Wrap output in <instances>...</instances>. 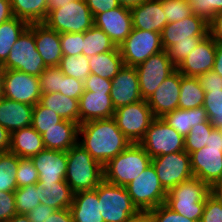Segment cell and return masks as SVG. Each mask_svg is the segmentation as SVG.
Masks as SVG:
<instances>
[{"label":"cell","mask_w":222,"mask_h":222,"mask_svg":"<svg viewBox=\"0 0 222 222\" xmlns=\"http://www.w3.org/2000/svg\"><path fill=\"white\" fill-rule=\"evenodd\" d=\"M200 222H222V203L211 193L206 197Z\"/></svg>","instance_id":"f907efd6"},{"label":"cell","mask_w":222,"mask_h":222,"mask_svg":"<svg viewBox=\"0 0 222 222\" xmlns=\"http://www.w3.org/2000/svg\"><path fill=\"white\" fill-rule=\"evenodd\" d=\"M64 76L58 67H47L39 76L41 95L60 92V84Z\"/></svg>","instance_id":"f6af8a7d"},{"label":"cell","mask_w":222,"mask_h":222,"mask_svg":"<svg viewBox=\"0 0 222 222\" xmlns=\"http://www.w3.org/2000/svg\"><path fill=\"white\" fill-rule=\"evenodd\" d=\"M192 14L200 16L208 23L215 14L222 11V0H187Z\"/></svg>","instance_id":"ee69618b"},{"label":"cell","mask_w":222,"mask_h":222,"mask_svg":"<svg viewBox=\"0 0 222 222\" xmlns=\"http://www.w3.org/2000/svg\"><path fill=\"white\" fill-rule=\"evenodd\" d=\"M89 59L91 73L112 80L123 67L119 47L114 51L92 55Z\"/></svg>","instance_id":"1f68e13d"},{"label":"cell","mask_w":222,"mask_h":222,"mask_svg":"<svg viewBox=\"0 0 222 222\" xmlns=\"http://www.w3.org/2000/svg\"><path fill=\"white\" fill-rule=\"evenodd\" d=\"M159 181L168 192L172 187L193 178L190 155L186 151L156 156L151 159Z\"/></svg>","instance_id":"9a60e30c"},{"label":"cell","mask_w":222,"mask_h":222,"mask_svg":"<svg viewBox=\"0 0 222 222\" xmlns=\"http://www.w3.org/2000/svg\"><path fill=\"white\" fill-rule=\"evenodd\" d=\"M127 222H151L148 213H139L136 217L131 218Z\"/></svg>","instance_id":"a7ac6f4b"},{"label":"cell","mask_w":222,"mask_h":222,"mask_svg":"<svg viewBox=\"0 0 222 222\" xmlns=\"http://www.w3.org/2000/svg\"><path fill=\"white\" fill-rule=\"evenodd\" d=\"M111 82L110 97L115 110L143 100L135 67L123 65Z\"/></svg>","instance_id":"ac0fdd59"},{"label":"cell","mask_w":222,"mask_h":222,"mask_svg":"<svg viewBox=\"0 0 222 222\" xmlns=\"http://www.w3.org/2000/svg\"><path fill=\"white\" fill-rule=\"evenodd\" d=\"M212 70L222 76V42L216 43V55Z\"/></svg>","instance_id":"be15d7a7"},{"label":"cell","mask_w":222,"mask_h":222,"mask_svg":"<svg viewBox=\"0 0 222 222\" xmlns=\"http://www.w3.org/2000/svg\"><path fill=\"white\" fill-rule=\"evenodd\" d=\"M40 103L57 113L62 119L79 124L78 99L64 96L60 92H54L41 95Z\"/></svg>","instance_id":"4dcf8cb0"},{"label":"cell","mask_w":222,"mask_h":222,"mask_svg":"<svg viewBox=\"0 0 222 222\" xmlns=\"http://www.w3.org/2000/svg\"><path fill=\"white\" fill-rule=\"evenodd\" d=\"M95 190L104 222H127L140 213L133 205L125 186L103 180Z\"/></svg>","instance_id":"5b68a950"},{"label":"cell","mask_w":222,"mask_h":222,"mask_svg":"<svg viewBox=\"0 0 222 222\" xmlns=\"http://www.w3.org/2000/svg\"><path fill=\"white\" fill-rule=\"evenodd\" d=\"M118 48L110 37L100 28L93 25L84 32L83 54L89 58L92 55L114 51Z\"/></svg>","instance_id":"d590c367"},{"label":"cell","mask_w":222,"mask_h":222,"mask_svg":"<svg viewBox=\"0 0 222 222\" xmlns=\"http://www.w3.org/2000/svg\"><path fill=\"white\" fill-rule=\"evenodd\" d=\"M203 107L214 128L222 125V90L205 93Z\"/></svg>","instance_id":"b9f144b4"},{"label":"cell","mask_w":222,"mask_h":222,"mask_svg":"<svg viewBox=\"0 0 222 222\" xmlns=\"http://www.w3.org/2000/svg\"><path fill=\"white\" fill-rule=\"evenodd\" d=\"M151 159L139 143H132L103 166L104 180L126 187L151 164Z\"/></svg>","instance_id":"277c9868"},{"label":"cell","mask_w":222,"mask_h":222,"mask_svg":"<svg viewBox=\"0 0 222 222\" xmlns=\"http://www.w3.org/2000/svg\"><path fill=\"white\" fill-rule=\"evenodd\" d=\"M210 193L222 203V179L216 181L210 187Z\"/></svg>","instance_id":"e7e4bbea"},{"label":"cell","mask_w":222,"mask_h":222,"mask_svg":"<svg viewBox=\"0 0 222 222\" xmlns=\"http://www.w3.org/2000/svg\"><path fill=\"white\" fill-rule=\"evenodd\" d=\"M39 200L55 210L68 209L73 203L74 192L66 182L38 183Z\"/></svg>","instance_id":"f546056e"},{"label":"cell","mask_w":222,"mask_h":222,"mask_svg":"<svg viewBox=\"0 0 222 222\" xmlns=\"http://www.w3.org/2000/svg\"><path fill=\"white\" fill-rule=\"evenodd\" d=\"M38 181L39 173L35 168L31 158L19 157V165L16 174L17 188L31 184H37Z\"/></svg>","instance_id":"bcb514c9"},{"label":"cell","mask_w":222,"mask_h":222,"mask_svg":"<svg viewBox=\"0 0 222 222\" xmlns=\"http://www.w3.org/2000/svg\"><path fill=\"white\" fill-rule=\"evenodd\" d=\"M79 125L63 119L56 127L46 129V132L42 134L45 149L68 151L78 143Z\"/></svg>","instance_id":"484cf974"},{"label":"cell","mask_w":222,"mask_h":222,"mask_svg":"<svg viewBox=\"0 0 222 222\" xmlns=\"http://www.w3.org/2000/svg\"><path fill=\"white\" fill-rule=\"evenodd\" d=\"M216 42L208 34L176 69L184 76L199 77L213 69Z\"/></svg>","instance_id":"d6986e66"},{"label":"cell","mask_w":222,"mask_h":222,"mask_svg":"<svg viewBox=\"0 0 222 222\" xmlns=\"http://www.w3.org/2000/svg\"><path fill=\"white\" fill-rule=\"evenodd\" d=\"M11 145V133L0 125V152H8Z\"/></svg>","instance_id":"6125c7cd"},{"label":"cell","mask_w":222,"mask_h":222,"mask_svg":"<svg viewBox=\"0 0 222 222\" xmlns=\"http://www.w3.org/2000/svg\"><path fill=\"white\" fill-rule=\"evenodd\" d=\"M130 11L135 29L161 33L168 24L161 0H146Z\"/></svg>","instance_id":"603a6c76"},{"label":"cell","mask_w":222,"mask_h":222,"mask_svg":"<svg viewBox=\"0 0 222 222\" xmlns=\"http://www.w3.org/2000/svg\"><path fill=\"white\" fill-rule=\"evenodd\" d=\"M15 203L17 214L27 215L33 208L40 205L39 196V184H31L21 188H17L15 191Z\"/></svg>","instance_id":"f35d334b"},{"label":"cell","mask_w":222,"mask_h":222,"mask_svg":"<svg viewBox=\"0 0 222 222\" xmlns=\"http://www.w3.org/2000/svg\"><path fill=\"white\" fill-rule=\"evenodd\" d=\"M16 212L15 193L0 191V222H6Z\"/></svg>","instance_id":"f5cc1de1"},{"label":"cell","mask_w":222,"mask_h":222,"mask_svg":"<svg viewBox=\"0 0 222 222\" xmlns=\"http://www.w3.org/2000/svg\"><path fill=\"white\" fill-rule=\"evenodd\" d=\"M193 176L210 187L222 179V136L214 128L205 147L190 154Z\"/></svg>","instance_id":"52a82bcc"},{"label":"cell","mask_w":222,"mask_h":222,"mask_svg":"<svg viewBox=\"0 0 222 222\" xmlns=\"http://www.w3.org/2000/svg\"><path fill=\"white\" fill-rule=\"evenodd\" d=\"M162 119L184 138L189 134L192 127L208 121L207 113L203 106L187 110L178 108L165 114Z\"/></svg>","instance_id":"f1b7e54d"},{"label":"cell","mask_w":222,"mask_h":222,"mask_svg":"<svg viewBox=\"0 0 222 222\" xmlns=\"http://www.w3.org/2000/svg\"><path fill=\"white\" fill-rule=\"evenodd\" d=\"M111 89L112 82L110 79H104L93 73L84 80L85 91L110 93Z\"/></svg>","instance_id":"db71d44e"},{"label":"cell","mask_w":222,"mask_h":222,"mask_svg":"<svg viewBox=\"0 0 222 222\" xmlns=\"http://www.w3.org/2000/svg\"><path fill=\"white\" fill-rule=\"evenodd\" d=\"M203 38L204 37H195L192 41L177 42L170 46L166 51L174 66L177 67L182 61H184Z\"/></svg>","instance_id":"7dc6e473"},{"label":"cell","mask_w":222,"mask_h":222,"mask_svg":"<svg viewBox=\"0 0 222 222\" xmlns=\"http://www.w3.org/2000/svg\"><path fill=\"white\" fill-rule=\"evenodd\" d=\"M42 135L32 126L11 133L10 152L21 158H31L44 150Z\"/></svg>","instance_id":"83f0119b"},{"label":"cell","mask_w":222,"mask_h":222,"mask_svg":"<svg viewBox=\"0 0 222 222\" xmlns=\"http://www.w3.org/2000/svg\"><path fill=\"white\" fill-rule=\"evenodd\" d=\"M123 63L135 67L150 56L163 51L161 33L133 28L130 35L119 46Z\"/></svg>","instance_id":"4fadbf2b"},{"label":"cell","mask_w":222,"mask_h":222,"mask_svg":"<svg viewBox=\"0 0 222 222\" xmlns=\"http://www.w3.org/2000/svg\"><path fill=\"white\" fill-rule=\"evenodd\" d=\"M33 108L0 95V125L10 133L31 126Z\"/></svg>","instance_id":"d4e9b609"},{"label":"cell","mask_w":222,"mask_h":222,"mask_svg":"<svg viewBox=\"0 0 222 222\" xmlns=\"http://www.w3.org/2000/svg\"><path fill=\"white\" fill-rule=\"evenodd\" d=\"M13 17L10 0H0V24Z\"/></svg>","instance_id":"94428289"},{"label":"cell","mask_w":222,"mask_h":222,"mask_svg":"<svg viewBox=\"0 0 222 222\" xmlns=\"http://www.w3.org/2000/svg\"><path fill=\"white\" fill-rule=\"evenodd\" d=\"M45 222H74L70 208L55 210Z\"/></svg>","instance_id":"91938a15"},{"label":"cell","mask_w":222,"mask_h":222,"mask_svg":"<svg viewBox=\"0 0 222 222\" xmlns=\"http://www.w3.org/2000/svg\"><path fill=\"white\" fill-rule=\"evenodd\" d=\"M180 85L181 73L176 69L147 99L155 118H162L165 114L178 109Z\"/></svg>","instance_id":"ffe728a7"},{"label":"cell","mask_w":222,"mask_h":222,"mask_svg":"<svg viewBox=\"0 0 222 222\" xmlns=\"http://www.w3.org/2000/svg\"><path fill=\"white\" fill-rule=\"evenodd\" d=\"M63 56L83 54L84 33H60Z\"/></svg>","instance_id":"c3c4849f"},{"label":"cell","mask_w":222,"mask_h":222,"mask_svg":"<svg viewBox=\"0 0 222 222\" xmlns=\"http://www.w3.org/2000/svg\"><path fill=\"white\" fill-rule=\"evenodd\" d=\"M139 144L151 158L185 151V138L162 118L152 121Z\"/></svg>","instance_id":"8fae6325"},{"label":"cell","mask_w":222,"mask_h":222,"mask_svg":"<svg viewBox=\"0 0 222 222\" xmlns=\"http://www.w3.org/2000/svg\"><path fill=\"white\" fill-rule=\"evenodd\" d=\"M94 25L103 30L119 47L133 30L131 11L119 6L99 13L94 17Z\"/></svg>","instance_id":"e0dca14e"},{"label":"cell","mask_w":222,"mask_h":222,"mask_svg":"<svg viewBox=\"0 0 222 222\" xmlns=\"http://www.w3.org/2000/svg\"><path fill=\"white\" fill-rule=\"evenodd\" d=\"M6 222H31L27 215L25 214H15Z\"/></svg>","instance_id":"89a4df30"},{"label":"cell","mask_w":222,"mask_h":222,"mask_svg":"<svg viewBox=\"0 0 222 222\" xmlns=\"http://www.w3.org/2000/svg\"><path fill=\"white\" fill-rule=\"evenodd\" d=\"M19 157L14 153L0 152V191L14 192L17 189L16 174Z\"/></svg>","instance_id":"8d00e7d4"},{"label":"cell","mask_w":222,"mask_h":222,"mask_svg":"<svg viewBox=\"0 0 222 222\" xmlns=\"http://www.w3.org/2000/svg\"><path fill=\"white\" fill-rule=\"evenodd\" d=\"M84 92V81L64 76L60 84V93L64 96L78 99Z\"/></svg>","instance_id":"816d5d0a"},{"label":"cell","mask_w":222,"mask_h":222,"mask_svg":"<svg viewBox=\"0 0 222 222\" xmlns=\"http://www.w3.org/2000/svg\"><path fill=\"white\" fill-rule=\"evenodd\" d=\"M147 213L151 222H198L183 217L179 213L172 211L165 204H161Z\"/></svg>","instance_id":"681fc988"},{"label":"cell","mask_w":222,"mask_h":222,"mask_svg":"<svg viewBox=\"0 0 222 222\" xmlns=\"http://www.w3.org/2000/svg\"><path fill=\"white\" fill-rule=\"evenodd\" d=\"M0 95L4 98L35 106L40 102L39 77L17 70L0 69Z\"/></svg>","instance_id":"30bf717a"},{"label":"cell","mask_w":222,"mask_h":222,"mask_svg":"<svg viewBox=\"0 0 222 222\" xmlns=\"http://www.w3.org/2000/svg\"><path fill=\"white\" fill-rule=\"evenodd\" d=\"M205 91L202 89L198 77L181 74L180 97L178 108L194 109L204 105Z\"/></svg>","instance_id":"e575fe53"},{"label":"cell","mask_w":222,"mask_h":222,"mask_svg":"<svg viewBox=\"0 0 222 222\" xmlns=\"http://www.w3.org/2000/svg\"><path fill=\"white\" fill-rule=\"evenodd\" d=\"M209 35L216 43L222 42V11L209 22Z\"/></svg>","instance_id":"680465c9"},{"label":"cell","mask_w":222,"mask_h":222,"mask_svg":"<svg viewBox=\"0 0 222 222\" xmlns=\"http://www.w3.org/2000/svg\"><path fill=\"white\" fill-rule=\"evenodd\" d=\"M36 48L47 67H58L63 57L60 33L45 23H34Z\"/></svg>","instance_id":"cb8c5ba5"},{"label":"cell","mask_w":222,"mask_h":222,"mask_svg":"<svg viewBox=\"0 0 222 222\" xmlns=\"http://www.w3.org/2000/svg\"><path fill=\"white\" fill-rule=\"evenodd\" d=\"M46 68L36 48L34 23H30L12 46L8 58L0 69L17 70L39 77Z\"/></svg>","instance_id":"8992f818"},{"label":"cell","mask_w":222,"mask_h":222,"mask_svg":"<svg viewBox=\"0 0 222 222\" xmlns=\"http://www.w3.org/2000/svg\"><path fill=\"white\" fill-rule=\"evenodd\" d=\"M213 129L214 126L210 120L192 127L185 137V151L190 155L192 152L205 147Z\"/></svg>","instance_id":"ab89813d"},{"label":"cell","mask_w":222,"mask_h":222,"mask_svg":"<svg viewBox=\"0 0 222 222\" xmlns=\"http://www.w3.org/2000/svg\"><path fill=\"white\" fill-rule=\"evenodd\" d=\"M93 17L99 13H103L119 7L117 0H85Z\"/></svg>","instance_id":"9f6ffc18"},{"label":"cell","mask_w":222,"mask_h":222,"mask_svg":"<svg viewBox=\"0 0 222 222\" xmlns=\"http://www.w3.org/2000/svg\"><path fill=\"white\" fill-rule=\"evenodd\" d=\"M167 23L183 20L192 15L187 0H161Z\"/></svg>","instance_id":"7bdbcfd3"},{"label":"cell","mask_w":222,"mask_h":222,"mask_svg":"<svg viewBox=\"0 0 222 222\" xmlns=\"http://www.w3.org/2000/svg\"><path fill=\"white\" fill-rule=\"evenodd\" d=\"M78 134H82L78 144L102 166L132 144L113 117L84 122L79 125Z\"/></svg>","instance_id":"6da1fadb"},{"label":"cell","mask_w":222,"mask_h":222,"mask_svg":"<svg viewBox=\"0 0 222 222\" xmlns=\"http://www.w3.org/2000/svg\"><path fill=\"white\" fill-rule=\"evenodd\" d=\"M31 160L39 173L38 183L66 182L67 152L44 149Z\"/></svg>","instance_id":"44dd1931"},{"label":"cell","mask_w":222,"mask_h":222,"mask_svg":"<svg viewBox=\"0 0 222 222\" xmlns=\"http://www.w3.org/2000/svg\"><path fill=\"white\" fill-rule=\"evenodd\" d=\"M58 68L65 76L84 81L90 74L89 59L84 55L63 56Z\"/></svg>","instance_id":"74e56055"},{"label":"cell","mask_w":222,"mask_h":222,"mask_svg":"<svg viewBox=\"0 0 222 222\" xmlns=\"http://www.w3.org/2000/svg\"><path fill=\"white\" fill-rule=\"evenodd\" d=\"M71 1L73 0H48V13L51 10L62 7L63 4H68Z\"/></svg>","instance_id":"003e7915"},{"label":"cell","mask_w":222,"mask_h":222,"mask_svg":"<svg viewBox=\"0 0 222 222\" xmlns=\"http://www.w3.org/2000/svg\"><path fill=\"white\" fill-rule=\"evenodd\" d=\"M79 124L96 119H108L114 116L110 93L85 91L79 98Z\"/></svg>","instance_id":"7402d4cb"},{"label":"cell","mask_w":222,"mask_h":222,"mask_svg":"<svg viewBox=\"0 0 222 222\" xmlns=\"http://www.w3.org/2000/svg\"><path fill=\"white\" fill-rule=\"evenodd\" d=\"M135 69L138 74L142 99L147 100L162 82L176 70V67L169 58L167 51L163 50L135 66Z\"/></svg>","instance_id":"5bb4252c"},{"label":"cell","mask_w":222,"mask_h":222,"mask_svg":"<svg viewBox=\"0 0 222 222\" xmlns=\"http://www.w3.org/2000/svg\"><path fill=\"white\" fill-rule=\"evenodd\" d=\"M216 129L219 131L220 135L222 136V125L218 126Z\"/></svg>","instance_id":"2644e50d"},{"label":"cell","mask_w":222,"mask_h":222,"mask_svg":"<svg viewBox=\"0 0 222 222\" xmlns=\"http://www.w3.org/2000/svg\"><path fill=\"white\" fill-rule=\"evenodd\" d=\"M54 211V208L45 204H40L33 208L32 211L27 214V216L31 222H45Z\"/></svg>","instance_id":"6f0895ef"},{"label":"cell","mask_w":222,"mask_h":222,"mask_svg":"<svg viewBox=\"0 0 222 222\" xmlns=\"http://www.w3.org/2000/svg\"><path fill=\"white\" fill-rule=\"evenodd\" d=\"M28 26L27 21L17 17L0 24V66L6 61L12 46Z\"/></svg>","instance_id":"836d02e7"},{"label":"cell","mask_w":222,"mask_h":222,"mask_svg":"<svg viewBox=\"0 0 222 222\" xmlns=\"http://www.w3.org/2000/svg\"><path fill=\"white\" fill-rule=\"evenodd\" d=\"M210 186L193 177L175 187L166 195L165 205L185 218L200 222Z\"/></svg>","instance_id":"3957f363"},{"label":"cell","mask_w":222,"mask_h":222,"mask_svg":"<svg viewBox=\"0 0 222 222\" xmlns=\"http://www.w3.org/2000/svg\"><path fill=\"white\" fill-rule=\"evenodd\" d=\"M63 119L55 112L44 107L40 102L33 108L31 126L39 133L43 134L46 129L56 127Z\"/></svg>","instance_id":"60d3db41"},{"label":"cell","mask_w":222,"mask_h":222,"mask_svg":"<svg viewBox=\"0 0 222 222\" xmlns=\"http://www.w3.org/2000/svg\"><path fill=\"white\" fill-rule=\"evenodd\" d=\"M67 152L66 183L74 193L94 190L104 180L103 166L78 143Z\"/></svg>","instance_id":"7a4b0ae2"},{"label":"cell","mask_w":222,"mask_h":222,"mask_svg":"<svg viewBox=\"0 0 222 222\" xmlns=\"http://www.w3.org/2000/svg\"><path fill=\"white\" fill-rule=\"evenodd\" d=\"M198 79L205 93L222 90V76L218 75L213 70L200 75Z\"/></svg>","instance_id":"11a10c76"},{"label":"cell","mask_w":222,"mask_h":222,"mask_svg":"<svg viewBox=\"0 0 222 222\" xmlns=\"http://www.w3.org/2000/svg\"><path fill=\"white\" fill-rule=\"evenodd\" d=\"M119 5L128 9H132L146 0H117Z\"/></svg>","instance_id":"03108f58"},{"label":"cell","mask_w":222,"mask_h":222,"mask_svg":"<svg viewBox=\"0 0 222 222\" xmlns=\"http://www.w3.org/2000/svg\"><path fill=\"white\" fill-rule=\"evenodd\" d=\"M58 33H84L94 25L85 0H73L51 10L43 22Z\"/></svg>","instance_id":"ba28073f"},{"label":"cell","mask_w":222,"mask_h":222,"mask_svg":"<svg viewBox=\"0 0 222 222\" xmlns=\"http://www.w3.org/2000/svg\"><path fill=\"white\" fill-rule=\"evenodd\" d=\"M14 17L30 23L44 22L48 15V0H10Z\"/></svg>","instance_id":"d6a6232c"},{"label":"cell","mask_w":222,"mask_h":222,"mask_svg":"<svg viewBox=\"0 0 222 222\" xmlns=\"http://www.w3.org/2000/svg\"><path fill=\"white\" fill-rule=\"evenodd\" d=\"M113 118L131 143H139L155 119L147 100L137 101L115 110Z\"/></svg>","instance_id":"7c38bea8"},{"label":"cell","mask_w":222,"mask_h":222,"mask_svg":"<svg viewBox=\"0 0 222 222\" xmlns=\"http://www.w3.org/2000/svg\"><path fill=\"white\" fill-rule=\"evenodd\" d=\"M70 211L74 222H104L95 189L74 193Z\"/></svg>","instance_id":"4316f807"},{"label":"cell","mask_w":222,"mask_h":222,"mask_svg":"<svg viewBox=\"0 0 222 222\" xmlns=\"http://www.w3.org/2000/svg\"><path fill=\"white\" fill-rule=\"evenodd\" d=\"M209 34V23L200 16L190 15L183 20L168 23L161 31V42L164 50L177 42L192 41L195 37H206Z\"/></svg>","instance_id":"2e32d148"},{"label":"cell","mask_w":222,"mask_h":222,"mask_svg":"<svg viewBox=\"0 0 222 222\" xmlns=\"http://www.w3.org/2000/svg\"><path fill=\"white\" fill-rule=\"evenodd\" d=\"M126 189L140 213H147L165 203L167 191L161 185L152 163Z\"/></svg>","instance_id":"9c48e42d"}]
</instances>
